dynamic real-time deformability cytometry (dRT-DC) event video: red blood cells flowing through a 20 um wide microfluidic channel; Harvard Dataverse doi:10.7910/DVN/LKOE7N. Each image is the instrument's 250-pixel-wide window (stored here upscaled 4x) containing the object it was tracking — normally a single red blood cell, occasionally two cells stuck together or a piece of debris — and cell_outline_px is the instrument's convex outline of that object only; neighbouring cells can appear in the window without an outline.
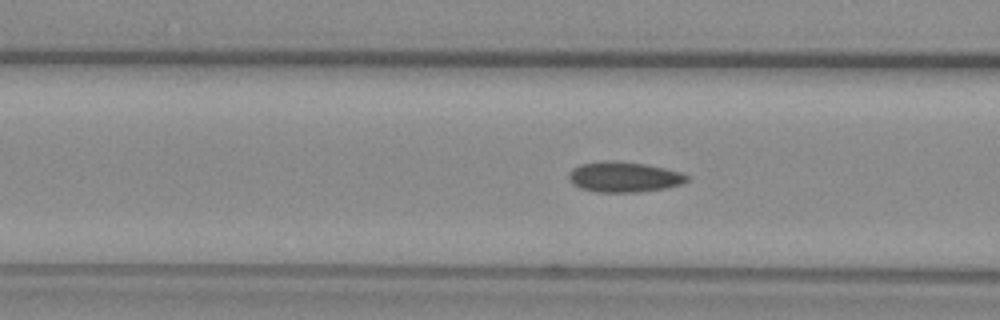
{"species": "common noctule bat (a hibernating species)", "species_latin": "Nyctalus noctula", "temperature_condition": "warm", "stored_images_in_passage": 34, "camera_frame_rate_fps": 3000, "um_per_image_px": 0.085, "animal": {"sex": "female", "body_mass_g": 29.2, "forearm_length_mm": 56.3}, "frame": {"image": 1, "passage_image": 14, "time_ms": 4.333, "image_size_px": [1000, 320], "cell_outline_px": [[688, 180], [680, 184], [664, 188], [636, 192], [596, 192], [580, 188], [572, 184], [568, 180], [568, 172], [572, 168], [580, 164], [604, 160], [616, 160], [644, 164], [664, 168], [680, 172], [688, 176]], "centroid_in_image_um": [52.96, 15.03], "position_along_channel_um": 113.6, "area_um2": 20.98}}
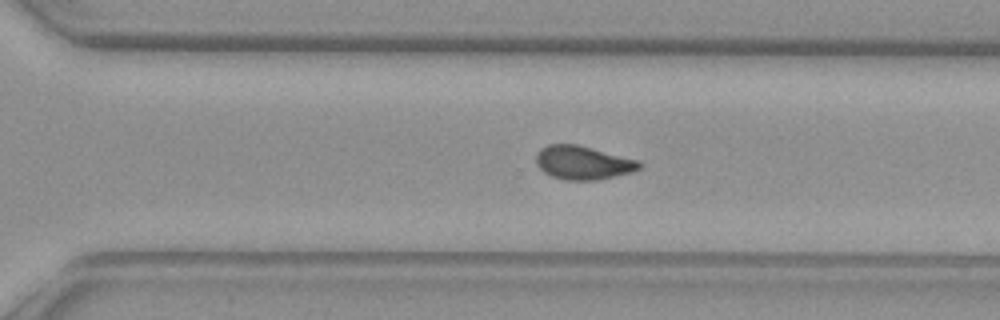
{"frame": {"image": 2, "passage_image": 30, "time_ms": 9.667, "image_size_px": [1000, 320], "cell_outline_px": [[644, 164], [640, 168], [632, 172], [596, 180], [564, 180], [552, 176], [544, 172], [536, 164], [536, 152], [540, 148], [548, 144], [576, 144], [640, 160]], "centroid_in_image_um": [49.56, 13.82], "position_along_channel_um": 321.0, "area_um2": 20.35}}
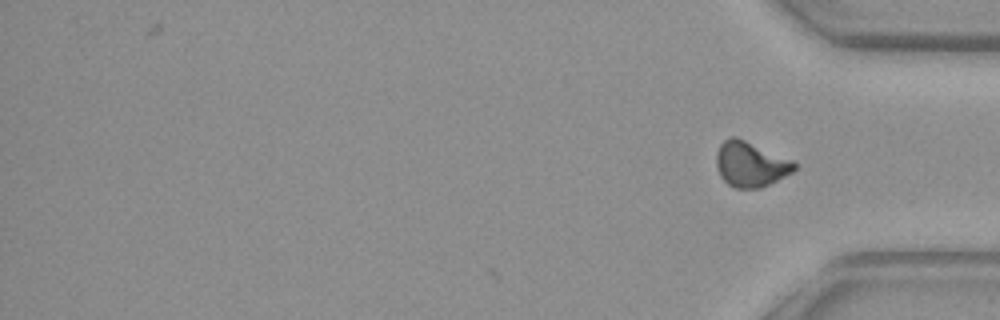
{"frame": {"image": 3, "passage_image": 34, "time_ms": 11.0, "image_size_px": [1000, 320], "cell_outline_px": [[796, 168], [792, 172], [760, 188], [736, 188], [728, 184], [720, 176], [716, 168], [716, 152], [720, 144], [728, 136], [736, 136], [792, 160], [796, 164]], "centroid_in_image_um": [63.75, 13.94], "position_along_channel_um": 371.5, "area_um2": 20.46}, "authors_computed_cell_mechanics": {"area_um2": 20.3745, "velocity_mm_per_s": 3.8945, "shape_relaxation_time_tau1_ms": null, "shape_relaxation_time_tau2_ms": 1.8258, "deformation_change_tau1": null, "deformation_change_tau2": 0.0649}}